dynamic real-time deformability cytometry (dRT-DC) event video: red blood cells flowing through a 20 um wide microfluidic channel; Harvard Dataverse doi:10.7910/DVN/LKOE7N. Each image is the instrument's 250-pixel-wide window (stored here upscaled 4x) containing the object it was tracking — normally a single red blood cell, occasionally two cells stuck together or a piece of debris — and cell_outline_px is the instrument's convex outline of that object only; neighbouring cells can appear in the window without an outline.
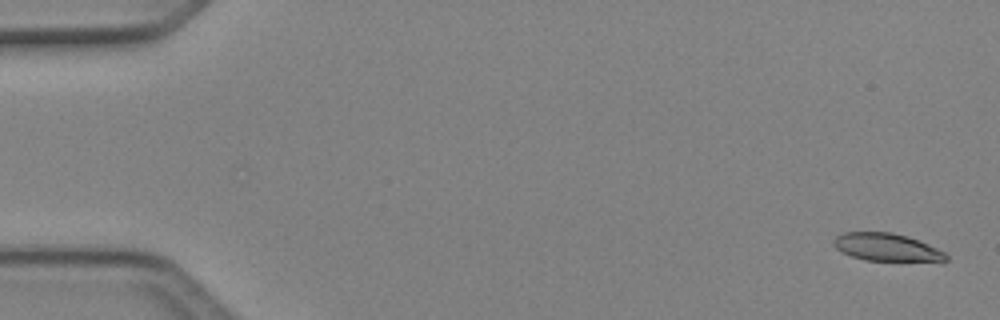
{"species": "Egyptian fruit bat (a non-hibernating species)", "species_latin": "Rousettus aegyptiacus", "temperature_condition": "cold", "stored_images_in_passage": 4, "camera_frame_rate_fps": 3000, "um_per_image_px": 0.085, "animal": {"sex": "female"}, "frame": {"image": 1, "passage_image": 1, "time_ms": 0.0, "image_size_px": [1000, 320], "cell_outline_px": [[948, 260], [944, 264], [940, 264], [864, 260], [840, 252], [832, 244], [832, 240], [836, 236], [844, 232], [892, 232], [916, 240], [936, 248], [944, 252], [948, 256]], "centroid_in_image_um": [75.44, 21.08], "position_along_channel_um": 9.6, "area_um2": 18.96}}
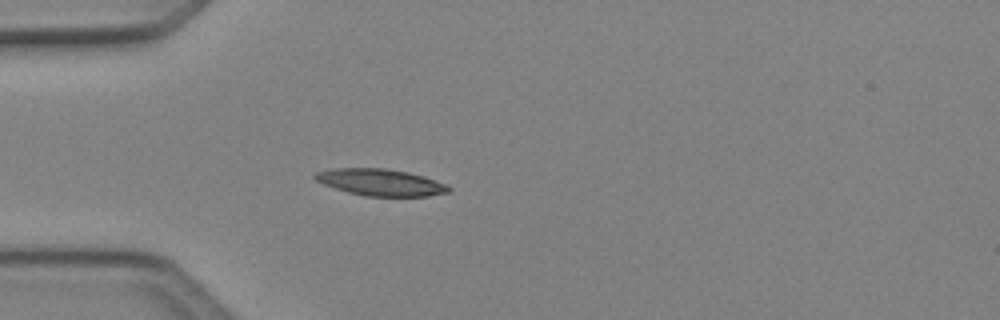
{"frame": {"image": 2, "passage_image": 4, "time_ms": 1.0, "image_size_px": [1000, 320], "cell_outline_px": [[452, 188], [448, 192], [428, 196], [364, 196], [348, 192], [324, 184], [316, 180], [312, 176], [316, 172], [332, 168], [384, 168], [408, 172], [424, 176], [448, 184]], "centroid_in_image_um": [32.37, 15.49], "position_along_channel_um": 52.6, "area_um2": 20.87}}